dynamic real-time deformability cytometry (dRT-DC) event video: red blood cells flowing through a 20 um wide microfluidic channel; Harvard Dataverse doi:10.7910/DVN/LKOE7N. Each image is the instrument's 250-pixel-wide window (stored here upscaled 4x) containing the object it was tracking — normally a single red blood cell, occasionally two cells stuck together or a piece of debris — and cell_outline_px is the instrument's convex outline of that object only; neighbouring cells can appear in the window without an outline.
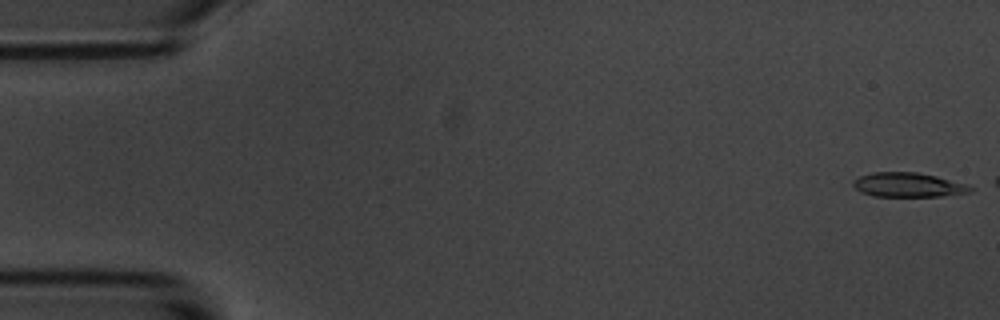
{"species": "common noctule bat (a hibernating species)", "species_latin": "Nyctalus noctula", "temperature_condition": "room temperature", "stored_images_in_passage": 13, "camera_frame_rate_fps": 3000, "um_per_image_px": 0.085, "animal": {"sex": "male", "body_mass_g": 20.1, "forearm_length_mm": 53.5}, "frame": {"image": 1, "passage_image": 1, "time_ms": 0.0, "image_size_px": [1000, 320], "cell_outline_px": [[976, 188], [972, 192], [940, 196], [872, 196], [860, 192], [852, 184], [852, 180], [860, 176], [872, 172], [916, 172], [936, 176], [964, 184]], "centroid_in_image_um": [77.17, 15.71], "position_along_channel_um": 7.8, "area_um2": 16.59}}